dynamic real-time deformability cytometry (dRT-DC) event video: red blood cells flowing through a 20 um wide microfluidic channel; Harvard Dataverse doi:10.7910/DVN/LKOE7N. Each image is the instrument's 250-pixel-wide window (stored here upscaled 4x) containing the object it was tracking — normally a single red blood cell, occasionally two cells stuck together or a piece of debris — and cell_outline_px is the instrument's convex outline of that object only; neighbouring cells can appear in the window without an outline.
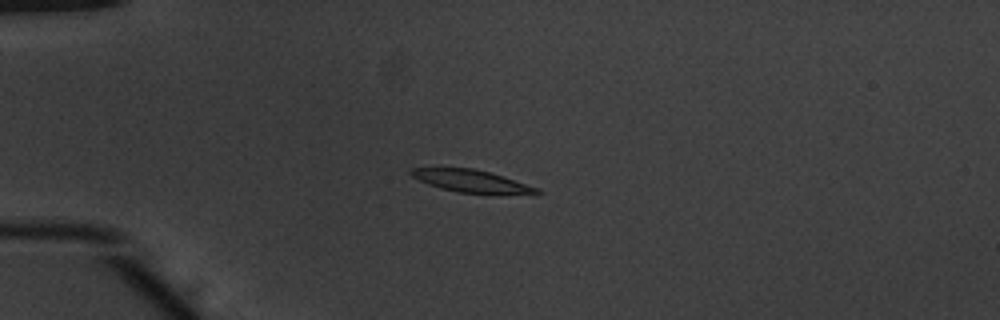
{"species": "common noctule bat (a hibernating species)", "species_latin": "Nyctalus noctula", "temperature_condition": "warm", "stored_images_in_passage": 41, "camera_frame_rate_fps": 3000, "um_per_image_px": 0.085, "animal": {"sex": "male", "body_mass_g": 20.1, "forearm_length_mm": 53.5}, "frame": {"image": 1, "passage_image": 2, "time_ms": 0.333, "image_size_px": [1000, 320], "cell_outline_px": [[544, 192], [488, 196], [456, 192], [440, 188], [428, 184], [412, 176], [408, 172], [412, 168], [472, 168], [504, 176], [540, 188]], "centroid_in_image_um": [40.14, 15.43], "position_along_channel_um": 44.9, "area_um2": 16.94}}
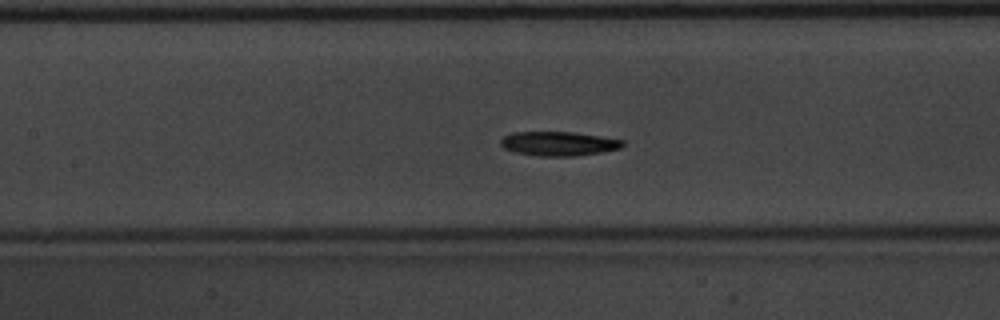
{"frame": {"image": 2, "passage_image": 13, "time_ms": 4.0, "image_size_px": [1000, 320], "cell_outline_px": [[624, 144], [620, 148], [600, 152], [576, 156], [540, 156], [516, 152], [504, 148], [500, 144], [500, 140], [504, 136], [512, 132], [572, 132], [600, 136], [624, 140]], "centroid_in_image_um": [47.47, 12.2], "position_along_channel_um": 159.9, "area_um2": 17.11}}
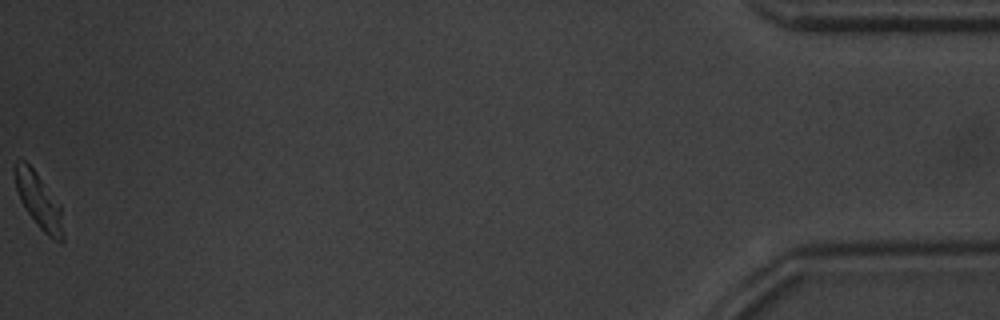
{"frame": {"image": 3, "passage_image": 41, "time_ms": 13.333, "image_size_px": [1000, 320], "cell_outline_px": [[64, 240], [60, 244], [48, 236], [40, 228], [28, 212], [20, 200], [16, 188], [12, 172], [12, 168], [16, 160], [24, 160], [36, 172], [60, 204], [64, 232]], "centroid_in_image_um": [3.29, 17.05], "position_along_channel_um": 431.9, "area_um2": 15.72}, "authors_computed_cell_mechanics": {"area_um2": 17.1088, "velocity_mm_per_s": 3.8809, "shape_relaxation_time_tau1_ms": 2.7236, "shape_relaxation_time_tau2_ms": 4.6889, "deformation_change_tau1": 0.1384, "deformation_change_tau2": 0.1153}}